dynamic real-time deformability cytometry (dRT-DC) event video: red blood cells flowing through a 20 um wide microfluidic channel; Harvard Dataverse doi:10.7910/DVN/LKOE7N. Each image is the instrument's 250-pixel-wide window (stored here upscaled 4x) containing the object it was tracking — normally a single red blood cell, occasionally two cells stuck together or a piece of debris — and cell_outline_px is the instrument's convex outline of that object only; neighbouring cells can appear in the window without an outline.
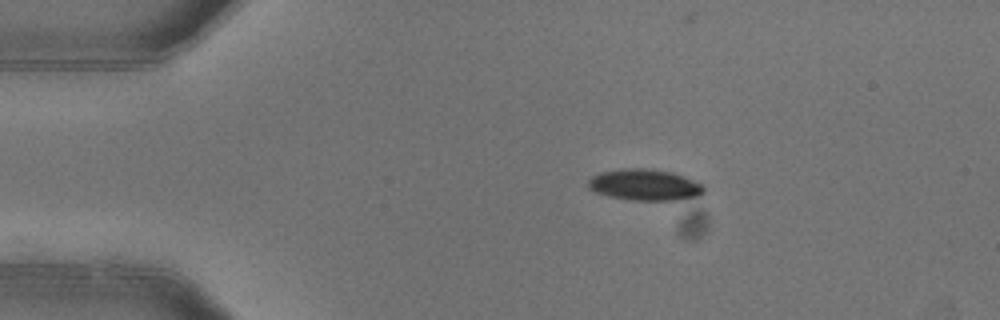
{"species": "common noctule bat (a hibernating species)", "species_latin": "Nyctalus noctula", "temperature_condition": "warm", "stored_images_in_passage": 3, "camera_frame_rate_fps": 3000, "um_per_image_px": 0.085, "animal": {"sex": "female"}, "frame": {"image": 1, "passage_image": 2, "time_ms": 0.333, "image_size_px": [1000, 320], "cell_outline_px": [[704, 192], [700, 196], [676, 200], [632, 200], [608, 196], [596, 192], [588, 188], [588, 180], [592, 176], [600, 172], [624, 168], [648, 168], [672, 172], [684, 176], [704, 184]], "centroid_in_image_um": [54.82, 15.7], "position_along_channel_um": 30.2, "area_um2": 21.27}}